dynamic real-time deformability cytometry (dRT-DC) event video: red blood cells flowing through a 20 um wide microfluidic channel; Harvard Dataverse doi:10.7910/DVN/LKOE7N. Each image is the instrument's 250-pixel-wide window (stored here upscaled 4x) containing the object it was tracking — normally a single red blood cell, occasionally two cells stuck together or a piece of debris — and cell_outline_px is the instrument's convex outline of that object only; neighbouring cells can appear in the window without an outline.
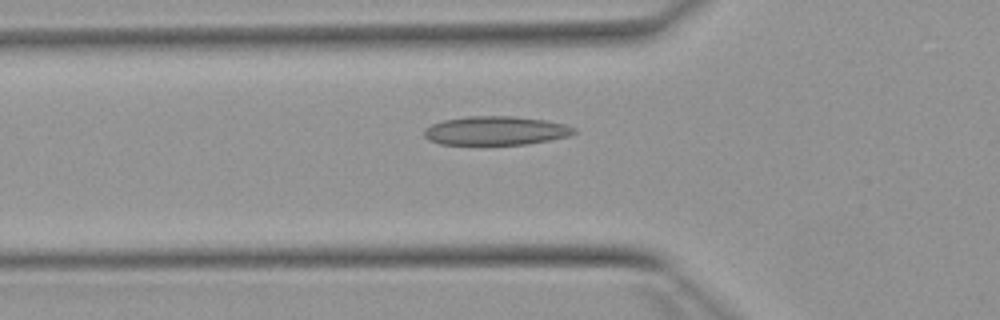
{"species": "Egyptian fruit bat (a non-hibernating species)", "species_latin": "Rousettus aegyptiacus", "temperature_condition": "warm", "stored_images_in_passage": 51, "camera_frame_rate_fps": 3000, "um_per_image_px": 0.085, "animal": {"sex": "female"}, "frame": {"image": 1, "passage_image": 17, "time_ms": 5.333, "image_size_px": [1000, 320], "cell_outline_px": [[576, 132], [568, 136], [552, 140], [524, 144], [440, 144], [428, 140], [424, 136], [424, 128], [432, 124], [444, 120], [464, 116], [512, 116], [544, 120], [564, 124], [576, 128]], "centroid_in_image_um": [42.12, 11.1], "position_along_channel_um": 83.7, "area_um2": 25.14}}
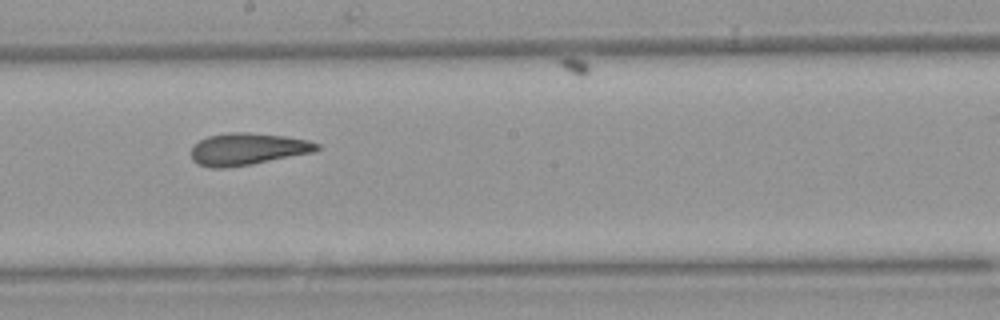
{"frame": {"image": 2, "passage_image": 28, "time_ms": 9.0, "image_size_px": [1000, 320], "cell_outline_px": [[320, 148], [316, 152], [252, 164], [224, 168], [212, 168], [196, 164], [192, 160], [192, 144], [208, 136], [228, 132], [248, 132], [284, 136], [308, 140], [320, 144]], "centroid_in_image_um": [21.04, 12.67], "position_along_channel_um": 227.2, "area_um2": 23.7}}
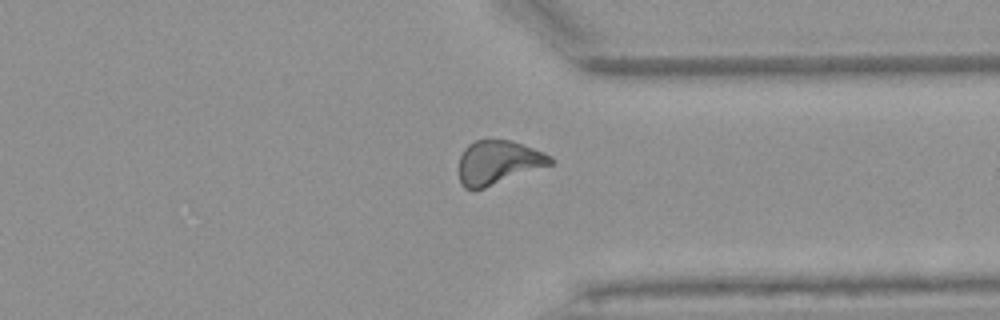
{"frame": {"image": 3, "passage_image": 39, "time_ms": 12.667, "image_size_px": [1000, 320], "cell_outline_px": [[556, 160], [552, 164], [484, 188], [472, 192], [464, 188], [460, 184], [460, 156], [464, 148], [468, 144], [476, 140], [512, 140], [544, 152], [552, 156]], "centroid_in_image_um": [42.34, 13.81], "position_along_channel_um": 369.1, "area_um2": 23.52}, "authors_computed_cell_mechanics": {"area_um2": 23.8714, "velocity_mm_per_s": 3.9066, "shape_relaxation_time_tau1_ms": null, "shape_relaxation_time_tau2_ms": 2.8282, "deformation_change_tau1": null, "deformation_change_tau2": 0.0976}}